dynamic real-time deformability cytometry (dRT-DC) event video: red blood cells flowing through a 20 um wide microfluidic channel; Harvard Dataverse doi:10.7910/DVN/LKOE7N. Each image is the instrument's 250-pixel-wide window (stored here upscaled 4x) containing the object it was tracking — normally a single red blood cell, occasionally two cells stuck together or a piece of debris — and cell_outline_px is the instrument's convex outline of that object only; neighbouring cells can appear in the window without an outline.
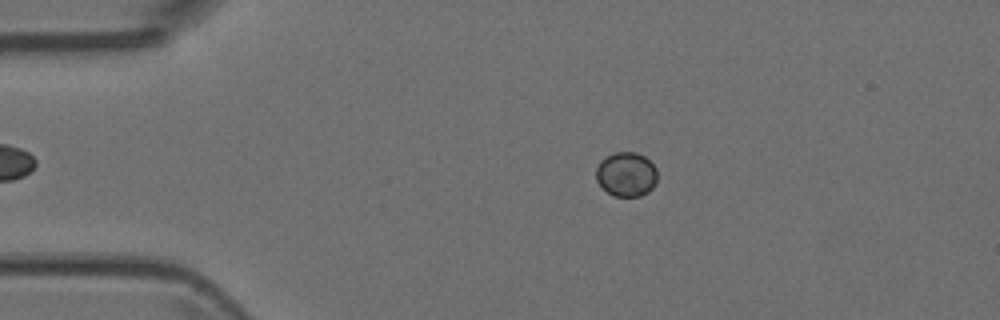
{"species": "Egyptian fruit bat (a non-hibernating species)", "species_latin": "Rousettus aegyptiacus", "temperature_condition": "room temperature", "stored_images_in_passage": 44, "camera_frame_rate_fps": 3000, "um_per_image_px": 0.085, "animal": {"sex": "female"}, "frame": {"image": 1, "passage_image": 10, "time_ms": 3.0, "image_size_px": [1000, 320], "cell_outline_px": [[656, 184], [648, 192], [640, 196], [616, 196], [608, 192], [596, 180], [596, 168], [600, 160], [612, 152], [636, 152], [644, 156], [656, 168]], "centroid_in_image_um": [53.23, 14.8], "position_along_channel_um": 31.8, "area_um2": 15.84}}
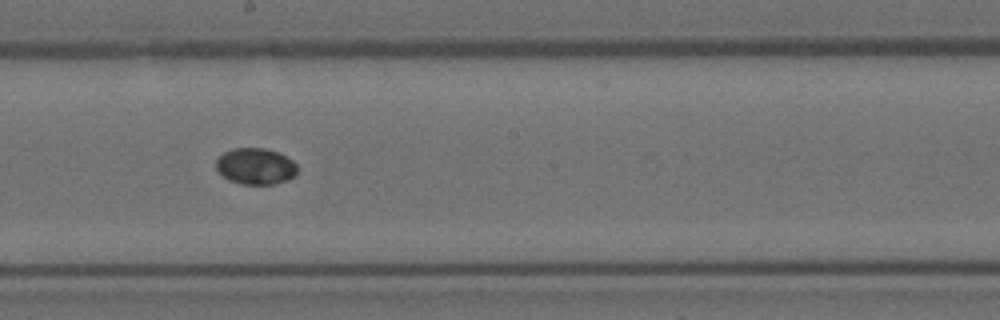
{"frame": {"image": 2, "passage_image": 28, "time_ms": 9.0, "image_size_px": [1000, 320], "cell_outline_px": [[296, 172], [288, 180], [272, 184], [240, 184], [228, 180], [216, 168], [216, 160], [224, 152], [232, 148], [264, 148], [280, 152], [292, 160], [296, 164]], "centroid_in_image_um": [21.71, 14.12], "position_along_channel_um": 226.5, "area_um2": 17.17}}
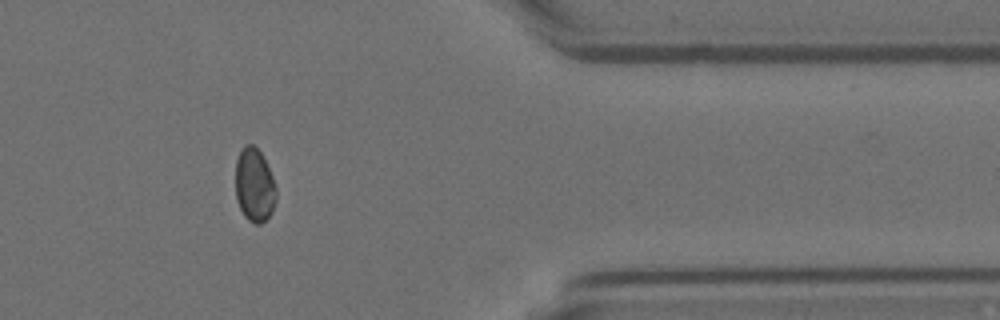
{"frame": {"image": 3, "passage_image": 42, "time_ms": 13.667, "image_size_px": [1000, 320], "cell_outline_px": [[276, 200], [272, 212], [260, 224], [256, 224], [248, 220], [244, 216], [236, 200], [236, 160], [240, 148], [244, 144], [252, 144], [260, 152], [272, 176], [276, 188]], "centroid_in_image_um": [21.61, 15.73], "position_along_channel_um": 389.8, "area_um2": 17.46}}